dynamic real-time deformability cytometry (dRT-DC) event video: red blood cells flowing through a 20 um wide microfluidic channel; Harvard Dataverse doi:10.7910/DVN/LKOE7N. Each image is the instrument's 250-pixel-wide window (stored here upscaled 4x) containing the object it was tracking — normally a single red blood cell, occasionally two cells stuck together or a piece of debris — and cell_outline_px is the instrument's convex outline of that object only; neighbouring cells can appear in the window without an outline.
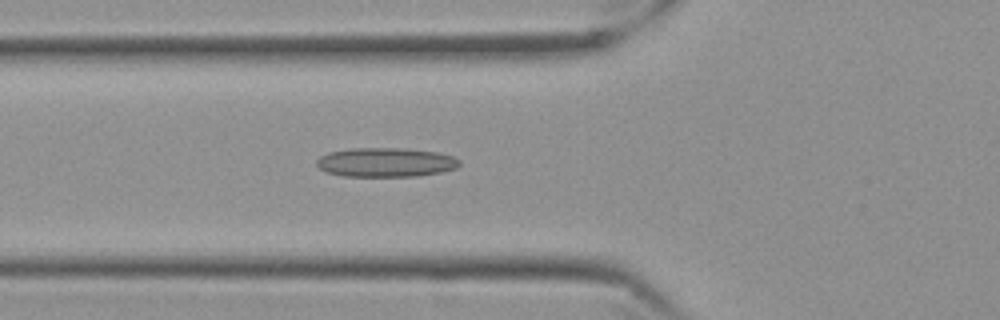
{"species": "Egyptian fruit bat (a non-hibernating species)", "species_latin": "Rousettus aegyptiacus", "temperature_condition": "cold", "stored_images_in_passage": 59, "camera_frame_rate_fps": 3000, "um_per_image_px": 0.085, "frame": {"image": 1, "passage_image": 22, "time_ms": 7.0, "image_size_px": [1000, 320], "cell_outline_px": [[460, 164], [456, 168], [440, 172], [416, 176], [344, 176], [324, 172], [316, 164], [316, 160], [320, 156], [328, 152], [352, 148], [404, 148], [436, 152], [452, 156], [460, 160]], "centroid_in_image_um": [32.75, 13.79], "position_along_channel_um": 93.0, "area_um2": 24.33}}
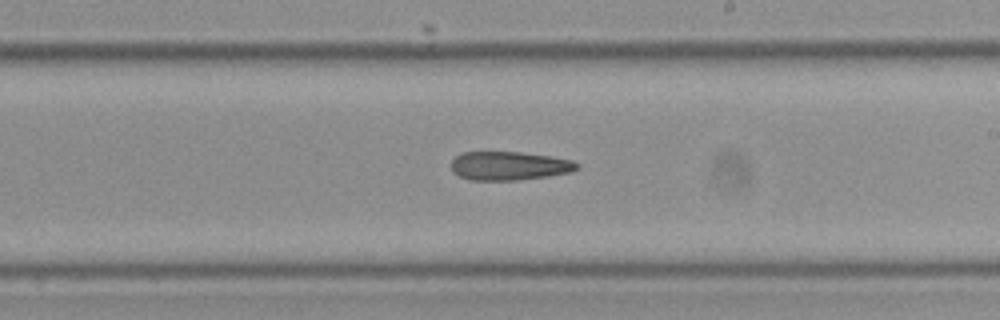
{"frame": {"image": 2, "passage_image": 35, "time_ms": 11.333, "image_size_px": [1000, 320], "cell_outline_px": [[580, 168], [572, 172], [548, 176], [516, 180], [468, 180], [452, 172], [452, 160], [460, 152], [520, 152], [552, 156], [572, 160], [580, 164]], "centroid_in_image_um": [43.31, 14.09], "position_along_channel_um": 245.7, "area_um2": 21.21}}
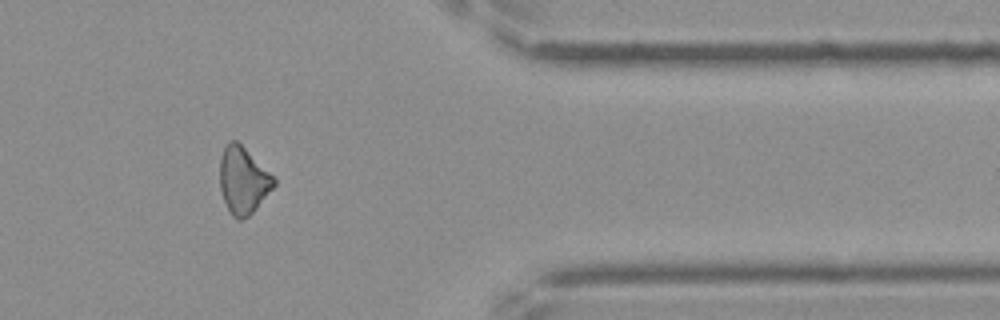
{"frame": {"image": 3, "passage_image": 49, "time_ms": 16.0, "image_size_px": [1000, 320], "cell_outline_px": [[276, 184], [256, 208], [248, 216], [240, 220], [236, 220], [232, 216], [224, 200], [220, 188], [220, 160], [224, 144], [228, 140], [236, 140], [276, 176]], "centroid_in_image_um": [20.68, 15.3], "position_along_channel_um": 390.7, "area_um2": 21.21}}